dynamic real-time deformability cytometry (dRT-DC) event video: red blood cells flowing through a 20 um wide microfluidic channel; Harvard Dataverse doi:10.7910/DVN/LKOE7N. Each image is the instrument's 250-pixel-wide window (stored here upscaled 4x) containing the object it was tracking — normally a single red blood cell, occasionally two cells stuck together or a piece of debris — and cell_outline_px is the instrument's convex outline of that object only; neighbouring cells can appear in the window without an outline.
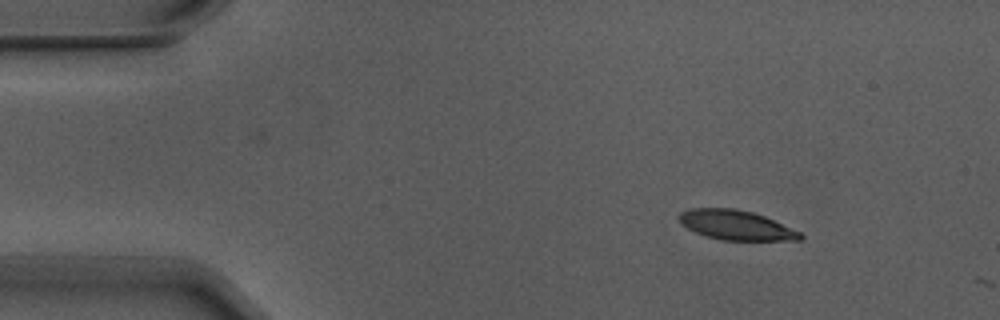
{"species": "Egyptian fruit bat (a non-hibernating species)", "species_latin": "Rousettus aegyptiacus", "temperature_condition": "warm", "stored_images_in_passage": 2, "camera_frame_rate_fps": 3000, "um_per_image_px": 0.085, "animal": {"sex": "male"}, "frame": {"image": 1, "passage_image": 1, "time_ms": 0.0, "image_size_px": [1000, 320], "cell_outline_px": [[804, 236], [800, 240], [720, 240], [704, 236], [680, 224], [676, 216], [680, 212], [688, 208], [736, 208], [752, 212], [764, 216], [800, 232]], "centroid_in_image_um": [62.49, 19.13], "position_along_channel_um": 22.5, "area_um2": 21.04}}